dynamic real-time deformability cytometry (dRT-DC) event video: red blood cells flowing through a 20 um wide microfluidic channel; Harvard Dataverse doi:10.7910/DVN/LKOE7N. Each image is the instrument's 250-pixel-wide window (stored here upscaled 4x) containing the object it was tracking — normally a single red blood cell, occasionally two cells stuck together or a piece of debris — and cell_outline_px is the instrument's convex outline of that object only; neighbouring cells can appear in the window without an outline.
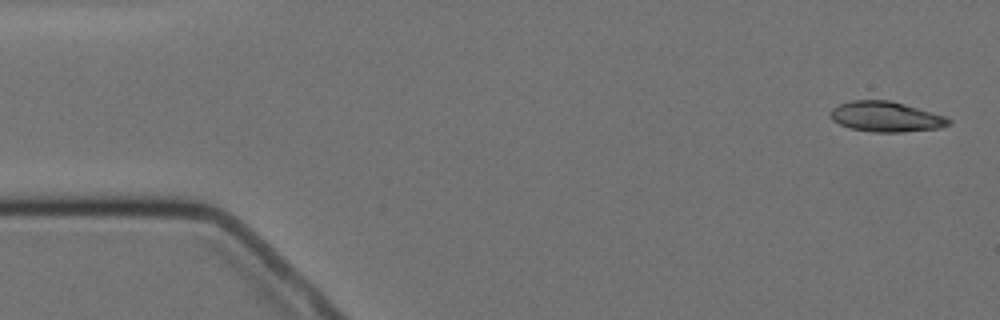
{"species": "Egyptian fruit bat (a non-hibernating species)", "species_latin": "Rousettus aegyptiacus", "temperature_condition": "cold", "stored_images_in_passage": 9, "camera_frame_rate_fps": 3000, "um_per_image_px": 0.085, "animal": {"sex": "female"}, "frame": {"image": 1, "passage_image": 1, "time_ms": 0.0, "image_size_px": [1000, 320], "cell_outline_px": [[952, 120], [948, 124], [940, 128], [904, 132], [872, 132], [848, 128], [832, 120], [828, 116], [828, 112], [832, 108], [840, 104], [852, 100], [888, 100], [904, 104], [948, 116]], "centroid_in_image_um": [75.29, 9.92], "position_along_channel_um": 9.7, "area_um2": 21.1}}
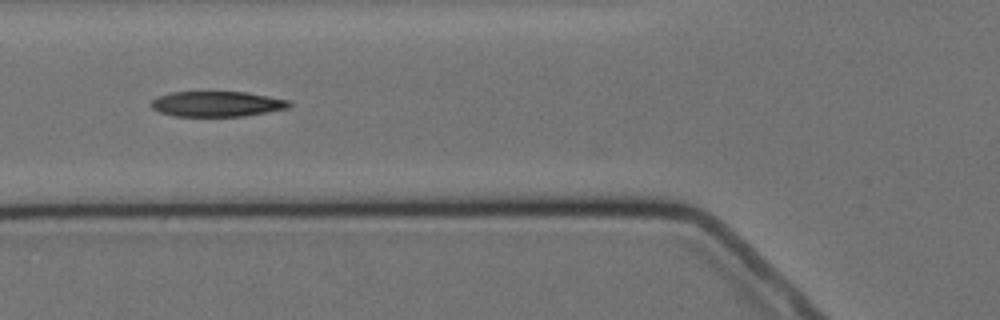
{"frame": {"image": 2, "passage_image": 6, "time_ms": 6.0, "image_size_px": [1000, 320], "cell_outline_px": [[292, 104], [288, 108], [268, 112], [244, 116], [172, 116], [160, 112], [152, 108], [152, 100], [156, 96], [172, 92], [244, 92], [268, 96], [288, 100]], "centroid_in_image_um": [18.43, 8.84], "position_along_channel_um": 107.4, "area_um2": 20.35}}
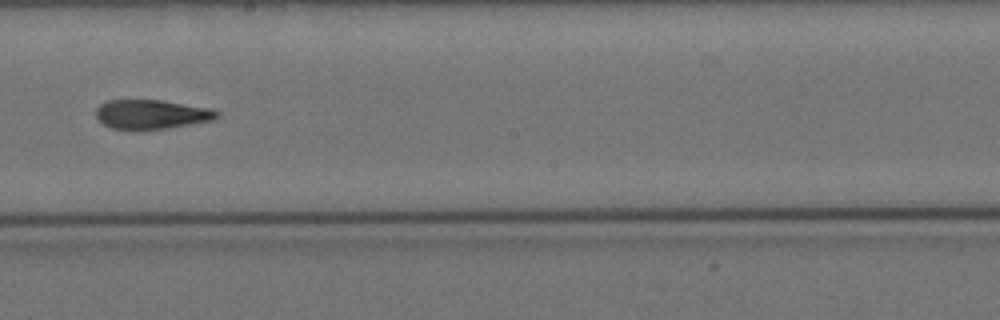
{"frame": {"image": 3, "passage_image": 9, "time_ms": 9.667, "image_size_px": [1000, 320], "cell_outline_px": [[220, 116], [216, 120], [168, 128], [136, 132], [132, 132], [112, 128], [104, 124], [96, 116], [96, 108], [100, 104], [108, 100], [160, 100], [212, 108], [220, 112]], "centroid_in_image_um": [12.9, 9.75], "position_along_channel_um": 235.3, "area_um2": 21.33}}